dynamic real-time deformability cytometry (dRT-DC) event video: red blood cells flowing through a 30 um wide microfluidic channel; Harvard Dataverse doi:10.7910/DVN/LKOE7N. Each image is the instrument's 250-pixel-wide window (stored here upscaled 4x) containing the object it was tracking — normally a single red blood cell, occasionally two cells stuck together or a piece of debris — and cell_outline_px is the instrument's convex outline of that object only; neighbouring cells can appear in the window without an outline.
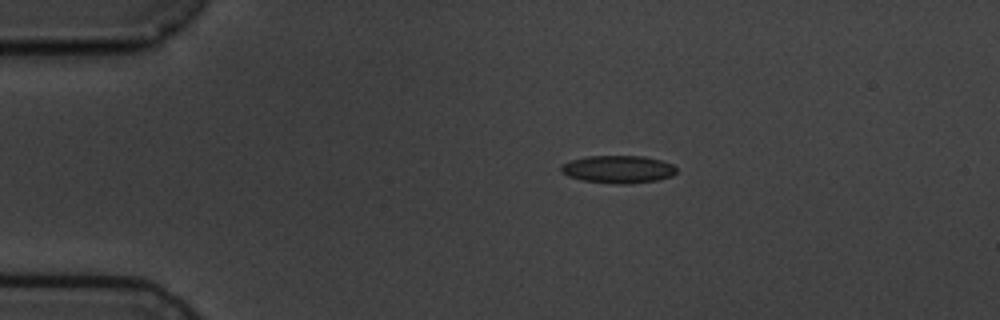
{"species": "common noctule bat (a hibernating species)", "species_latin": "Nyctalus noctula", "temperature_condition": "cold", "stored_images_in_passage": 10, "camera_frame_rate_fps": 3000, "um_per_image_px": 0.085, "animal": {"sex": "male", "body_mass_g": 19.5, "forearm_length_mm": 54.6}, "frame": {"image": 1, "passage_image": 1, "time_ms": 0.0, "image_size_px": [1000, 320], "cell_outline_px": [[676, 172], [672, 176], [656, 180], [632, 184], [612, 184], [580, 180], [568, 176], [560, 172], [560, 164], [572, 160], [588, 156], [644, 156], [660, 160], [672, 164], [676, 168]], "centroid_in_image_um": [52.51, 14.4], "position_along_channel_um": 32.5, "area_um2": 18.79}}
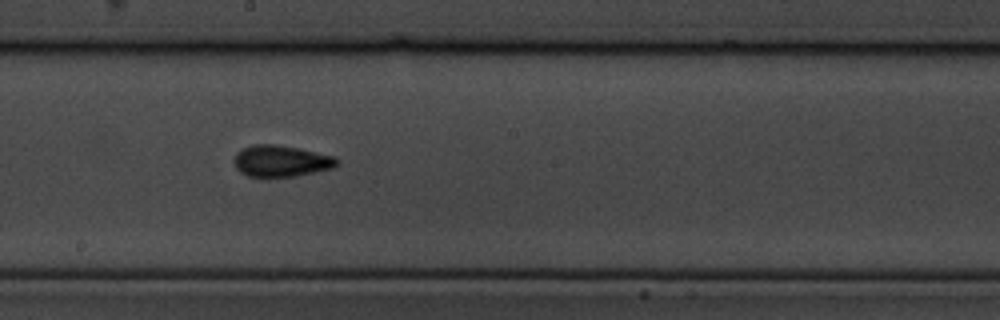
{"frame": {"image": 2, "passage_image": 7, "time_ms": 6.667, "image_size_px": [1000, 320], "cell_outline_px": [[340, 160], [332, 168], [296, 176], [248, 176], [240, 172], [236, 168], [236, 152], [252, 144], [276, 144], [300, 148], [336, 156]], "centroid_in_image_um": [23.93, 13.67], "position_along_channel_um": 224.3, "area_um2": 18.73}}
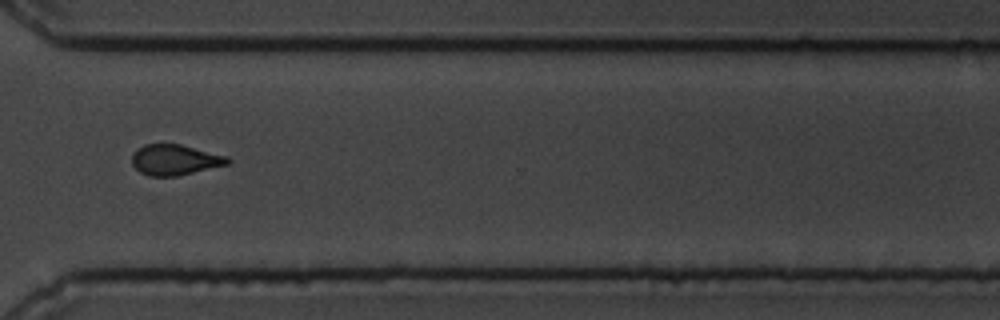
{"frame": {"image": 3, "passage_image": 10, "time_ms": 10.333, "image_size_px": [1000, 320], "cell_outline_px": [[232, 160], [228, 164], [176, 176], [148, 176], [140, 172], [132, 164], [132, 156], [136, 148], [144, 144], [180, 144], [228, 156]], "centroid_in_image_um": [14.85, 13.58], "position_along_channel_um": 355.7, "area_um2": 17.05}}